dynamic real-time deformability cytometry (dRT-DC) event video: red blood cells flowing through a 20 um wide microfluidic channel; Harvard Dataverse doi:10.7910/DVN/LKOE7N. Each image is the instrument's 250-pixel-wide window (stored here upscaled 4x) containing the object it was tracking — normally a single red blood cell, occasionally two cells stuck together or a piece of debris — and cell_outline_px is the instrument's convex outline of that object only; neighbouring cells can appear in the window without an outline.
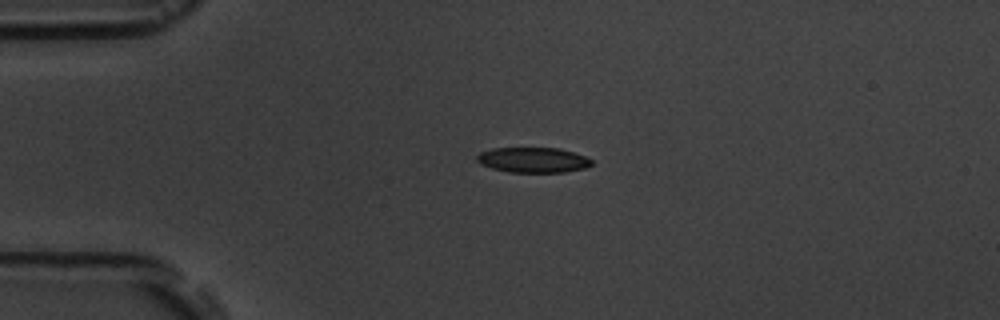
{"species": "common noctule bat (a hibernating species)", "species_latin": "Nyctalus noctula", "temperature_condition": "room temperature", "stored_images_in_passage": 6, "camera_frame_rate_fps": 3000, "um_per_image_px": 0.085, "animal": {"sex": "male", "body_mass_g": 19.5, "forearm_length_mm": 54.6}, "frame": {"image": 1, "passage_image": 4, "time_ms": 3.333, "image_size_px": [1000, 320], "cell_outline_px": [[592, 164], [584, 168], [564, 172], [508, 172], [492, 168], [480, 164], [476, 160], [476, 156], [480, 152], [492, 148], [560, 148], [584, 156], [592, 160]], "centroid_in_image_um": [45.27, 13.59], "position_along_channel_um": 39.7, "area_um2": 16.82}}
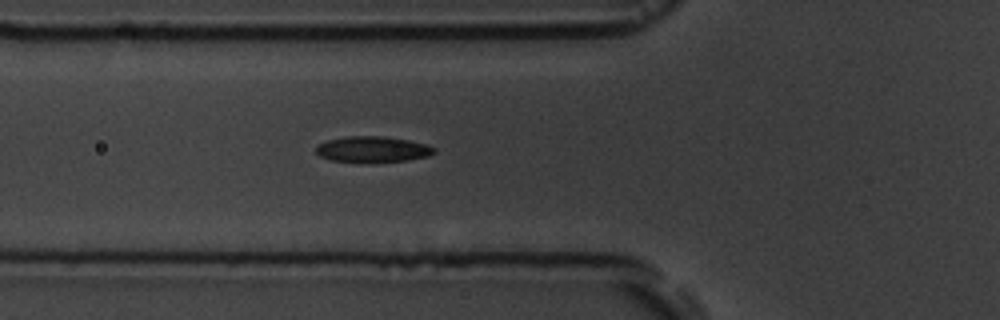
{"frame": {"image": 2, "passage_image": 6, "time_ms": 5.667, "image_size_px": [1000, 320], "cell_outline_px": [[436, 152], [428, 156], [408, 160], [328, 160], [320, 156], [316, 152], [316, 148], [320, 144], [328, 140], [344, 136], [384, 136], [408, 140], [428, 144], [436, 148]], "centroid_in_image_um": [31.71, 12.65], "position_along_channel_um": 94.1, "area_um2": 17.22}}